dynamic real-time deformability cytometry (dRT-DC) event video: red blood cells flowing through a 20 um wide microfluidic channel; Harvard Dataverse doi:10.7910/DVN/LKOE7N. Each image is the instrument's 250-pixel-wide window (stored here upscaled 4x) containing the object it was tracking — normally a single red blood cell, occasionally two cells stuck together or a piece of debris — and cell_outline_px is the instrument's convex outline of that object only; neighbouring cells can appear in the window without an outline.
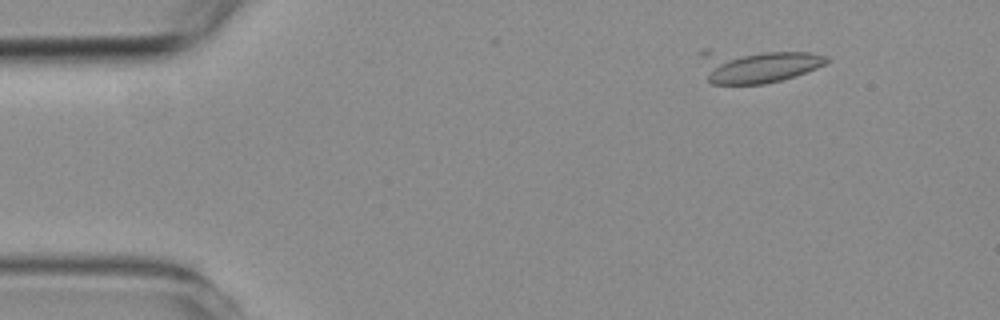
{"species": "common noctule bat (a hibernating species)", "species_latin": "Nyctalus noctula", "temperature_condition": "room temperature", "stored_images_in_passage": 3, "camera_frame_rate_fps": 3000, "um_per_image_px": 0.085, "animal": {"sex": "female", "body_mass_g": 19.3, "forearm_length_mm": 54.1}, "frame": {"image": 1, "passage_image": 1, "time_ms": 0.0, "image_size_px": [1000, 320], "cell_outline_px": [[832, 60], [828, 64], [780, 80], [764, 84], [712, 84], [708, 80], [696, 52], [700, 48], [712, 48], [808, 52], [828, 56]], "centroid_in_image_um": [64.26, 5.53], "position_along_channel_um": 20.7, "area_um2": 26.13}}
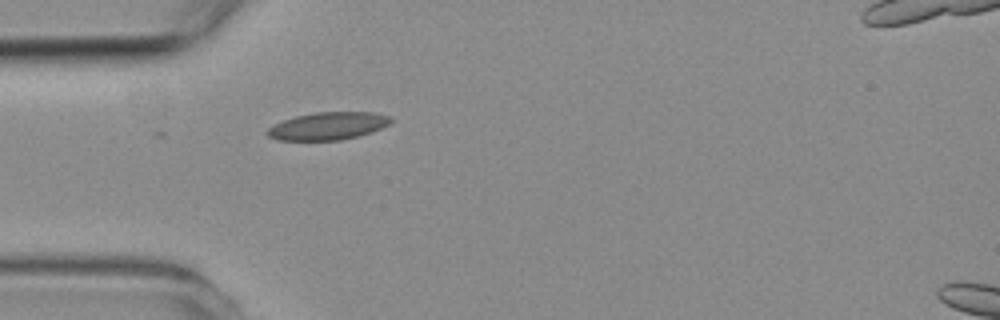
{"frame": {"image": 2, "passage_image": 3, "time_ms": 3.0, "image_size_px": [1000, 320], "cell_outline_px": [[392, 120], [388, 124], [380, 128], [356, 136], [340, 140], [276, 140], [268, 136], [268, 128], [284, 120], [296, 116], [316, 112], [372, 112], [388, 116]], "centroid_in_image_um": [27.85, 10.71], "position_along_channel_um": 57.2, "area_um2": 19.42}}